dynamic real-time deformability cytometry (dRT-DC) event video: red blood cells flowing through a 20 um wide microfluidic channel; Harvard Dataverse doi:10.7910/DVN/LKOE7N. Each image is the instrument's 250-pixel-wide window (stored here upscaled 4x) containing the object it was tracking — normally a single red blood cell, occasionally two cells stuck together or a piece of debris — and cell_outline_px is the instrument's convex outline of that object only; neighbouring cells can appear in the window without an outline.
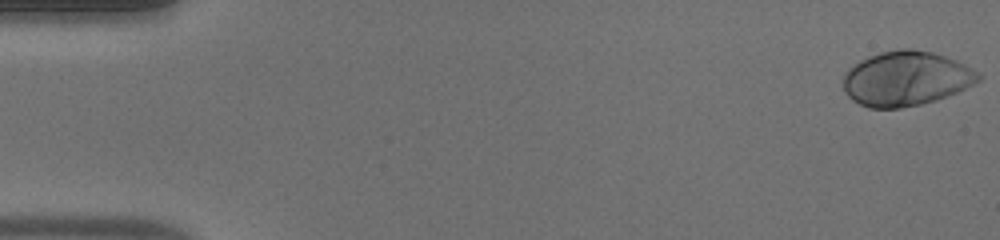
{"species": "human", "species_latin": "Homo sapiens", "temperature_condition": "warm", "stored_images_in_passage": 50, "camera_frame_rate_fps": 3000, "um_per_image_px": 0.085, "donor": {"sex": "male"}, "frame": {"image": 1, "passage_image": 1, "time_ms": 0.0, "image_size_px": [1000, 240], "cell_outline_px": [[980, 80], [956, 92], [936, 100], [920, 104], [900, 108], [868, 108], [852, 100], [844, 92], [844, 72], [848, 68], [860, 60], [868, 56], [880, 52], [900, 48], [912, 48], [932, 52], [956, 60], [972, 68], [980, 76]], "centroid_in_image_um": [76.97, 6.67], "position_along_channel_um": 8.0, "area_um2": 42.95}}
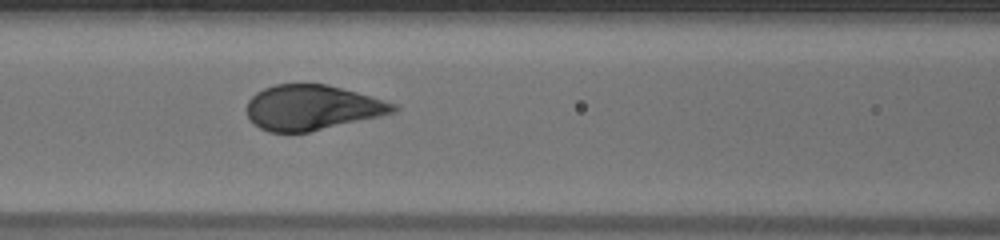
{"frame": {"image": 2, "passage_image": 22, "time_ms": 7.0, "image_size_px": [1000, 240], "cell_outline_px": [[400, 108], [396, 112], [308, 132], [268, 132], [260, 128], [248, 116], [248, 100], [256, 92], [264, 88], [276, 84], [324, 84], [356, 92], [396, 104]], "centroid_in_image_um": [26.52, 9.14], "position_along_channel_um": 140.1, "area_um2": 37.92}}
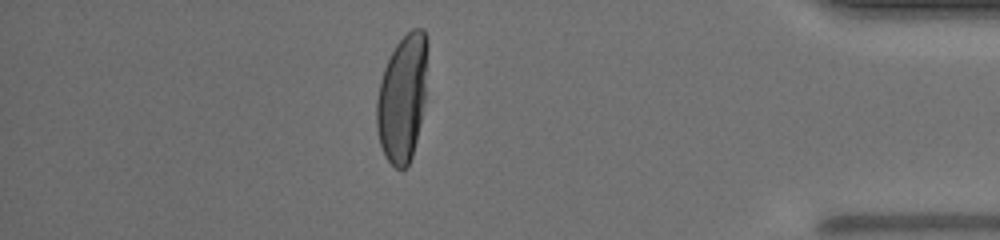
{"frame": {"image": 3, "passage_image": 44, "time_ms": 14.333, "image_size_px": [1000, 240], "cell_outline_px": [[428, 48], [424, 100], [416, 140], [412, 156], [408, 164], [404, 168], [396, 168], [384, 156], [380, 144], [376, 128], [376, 100], [380, 80], [384, 68], [396, 44], [412, 28], [424, 28], [428, 36]], "centroid_in_image_um": [34.2, 8.29], "position_along_channel_um": 401.0, "area_um2": 37.69}, "authors_computed_cell_mechanics": {"area_um2": 40.6045, "velocity_mm_per_s": 4.0788, "shape_relaxation_time_tau1_ms": 2.9644, "shape_relaxation_time_tau2_ms": null, "deformation_change_tau1": 0.1963, "deformation_change_tau2": null}}